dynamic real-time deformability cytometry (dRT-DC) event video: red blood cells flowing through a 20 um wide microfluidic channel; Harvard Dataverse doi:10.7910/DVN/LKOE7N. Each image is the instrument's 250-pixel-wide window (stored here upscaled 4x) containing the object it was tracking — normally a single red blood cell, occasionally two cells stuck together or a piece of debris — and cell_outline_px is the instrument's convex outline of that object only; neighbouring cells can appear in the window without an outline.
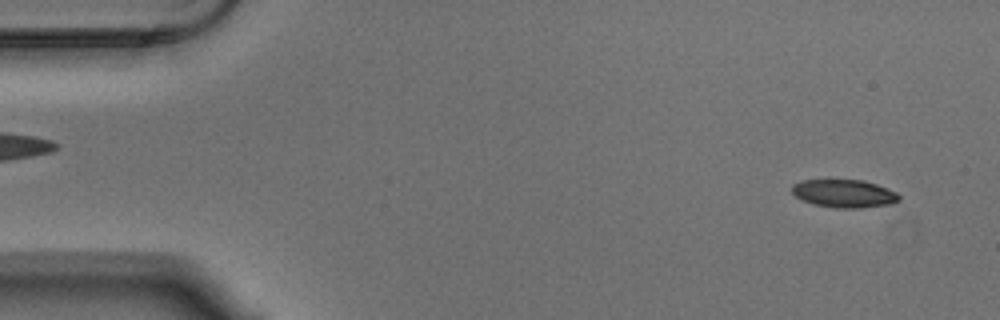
{"species": "Egyptian fruit bat (a non-hibernating species)", "species_latin": "Rousettus aegyptiacus", "temperature_condition": "warm", "stored_images_in_passage": 53, "camera_frame_rate_fps": 3000, "um_per_image_px": 0.085, "animal": {"sex": "male"}, "frame": {"image": 1, "passage_image": 2, "time_ms": 0.333, "image_size_px": [1000, 320], "cell_outline_px": [[900, 200], [892, 204], [860, 208], [836, 208], [812, 204], [796, 196], [792, 192], [792, 184], [800, 180], [864, 180], [876, 184], [896, 192], [900, 196]], "centroid_in_image_um": [71.76, 16.45], "position_along_channel_um": 13.2, "area_um2": 17.51}}
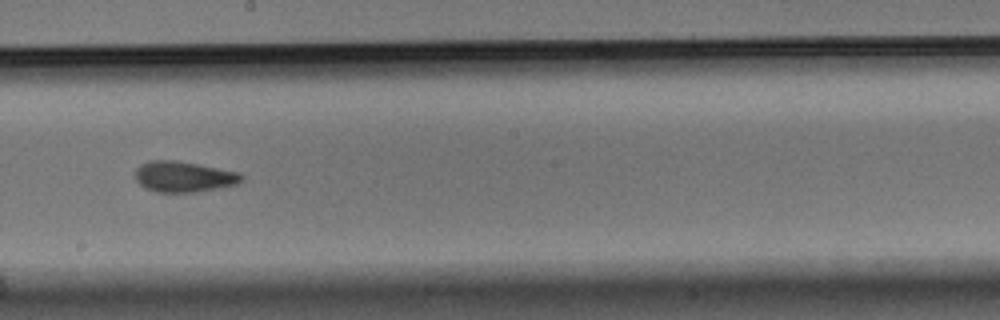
{"frame": {"image": 2, "passage_image": 29, "time_ms": 9.333, "image_size_px": [1000, 320], "cell_outline_px": [[244, 180], [236, 184], [220, 188], [196, 192], [156, 192], [144, 188], [136, 180], [136, 168], [140, 164], [148, 160], [172, 160], [196, 164], [240, 172], [244, 176]], "centroid_in_image_um": [15.62, 15.02], "position_along_channel_um": 232.6, "area_um2": 19.13}}
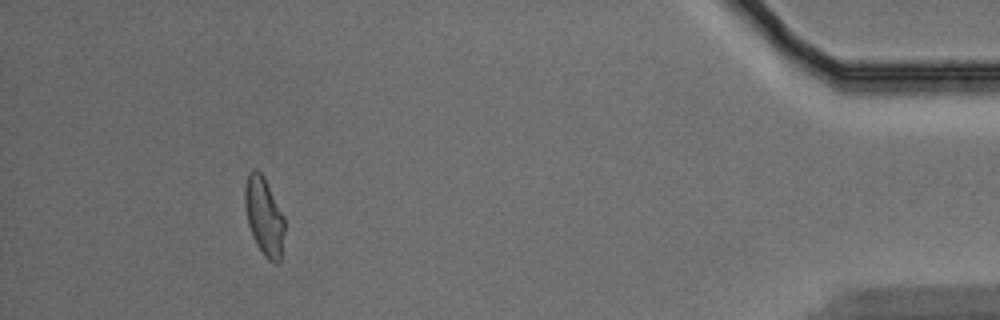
{"frame": {"image": 3, "passage_image": 49, "time_ms": 16.0, "image_size_px": [1000, 320], "cell_outline_px": [[284, 232], [280, 260], [276, 264], [268, 260], [264, 256], [256, 244], [252, 236], [248, 224], [244, 204], [244, 188], [248, 172], [252, 168], [256, 168], [264, 176], [284, 216]], "centroid_in_image_um": [22.43, 18.36], "position_along_channel_um": 412.8, "area_um2": 18.26}, "authors_computed_cell_mechanics": {"area_um2": 18.496, "velocity_mm_per_s": 3.6486, "shape_relaxation_time_tau1_ms": 5.1804, "shape_relaxation_time_tau2_ms": 2.3367, "deformation_change_tau1": 0.1608, "deformation_change_tau2": 0.0974}}